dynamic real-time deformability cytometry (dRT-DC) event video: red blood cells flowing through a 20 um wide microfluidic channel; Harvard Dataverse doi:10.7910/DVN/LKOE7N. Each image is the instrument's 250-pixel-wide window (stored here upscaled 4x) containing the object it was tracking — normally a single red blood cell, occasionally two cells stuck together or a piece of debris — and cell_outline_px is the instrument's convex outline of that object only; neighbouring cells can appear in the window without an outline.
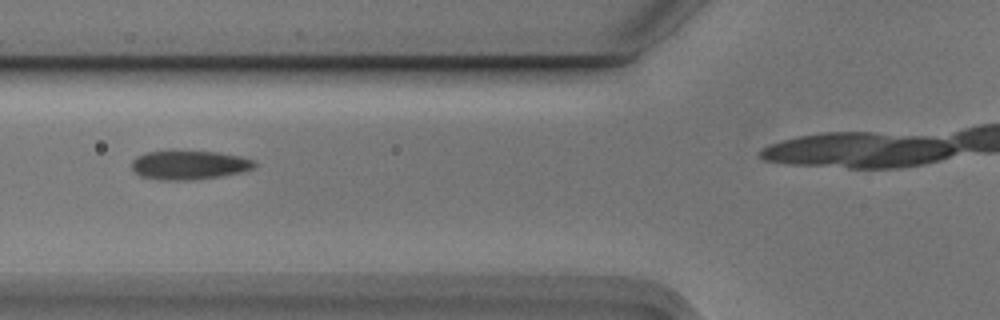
{"species": "Egyptian fruit bat (a non-hibernating species)", "species_latin": "Rousettus aegyptiacus", "temperature_condition": "cold", "stored_images_in_passage": 7, "camera_frame_rate_fps": 3000, "um_per_image_px": 0.085, "animal": {"sex": "male"}, "frame": {"image": 1, "passage_image": 4, "time_ms": 1.0, "image_size_px": [1000, 320], "cell_outline_px": [[256, 164], [252, 168], [244, 172], [220, 176], [192, 180], [160, 180], [140, 176], [132, 168], [132, 160], [136, 156], [144, 152], [216, 152], [240, 156], [252, 160]], "centroid_in_image_um": [16.06, 14.04], "position_along_channel_um": 109.7, "area_um2": 20.46}}